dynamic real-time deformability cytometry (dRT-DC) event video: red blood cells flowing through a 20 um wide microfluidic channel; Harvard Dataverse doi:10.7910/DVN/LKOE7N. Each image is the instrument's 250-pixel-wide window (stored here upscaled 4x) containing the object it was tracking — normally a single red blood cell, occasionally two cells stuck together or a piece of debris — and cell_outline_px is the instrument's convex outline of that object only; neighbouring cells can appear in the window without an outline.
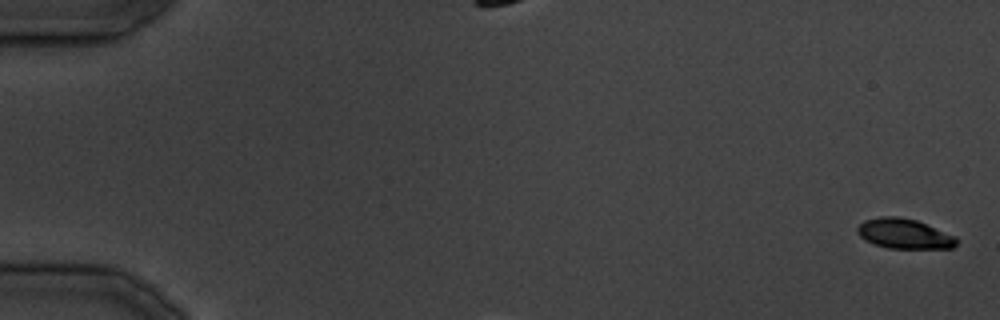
{"species": "common noctule bat (a hibernating species)", "species_latin": "Nyctalus noctula", "temperature_condition": "cold", "stored_images_in_passage": 25, "camera_frame_rate_fps": 3000, "um_per_image_px": 0.085, "animal": {"sex": "male", "body_mass_g": 19.5, "forearm_length_mm": 54.6}, "frame": {"image": 1, "passage_image": 1, "time_ms": 0.0, "image_size_px": [1000, 320], "cell_outline_px": [[956, 244], [952, 248], [888, 248], [876, 244], [860, 236], [856, 232], [856, 228], [864, 220], [880, 216], [896, 216], [916, 220], [956, 236]], "centroid_in_image_um": [76.85, 19.85], "position_along_channel_um": 8.2, "area_um2": 17.11}}